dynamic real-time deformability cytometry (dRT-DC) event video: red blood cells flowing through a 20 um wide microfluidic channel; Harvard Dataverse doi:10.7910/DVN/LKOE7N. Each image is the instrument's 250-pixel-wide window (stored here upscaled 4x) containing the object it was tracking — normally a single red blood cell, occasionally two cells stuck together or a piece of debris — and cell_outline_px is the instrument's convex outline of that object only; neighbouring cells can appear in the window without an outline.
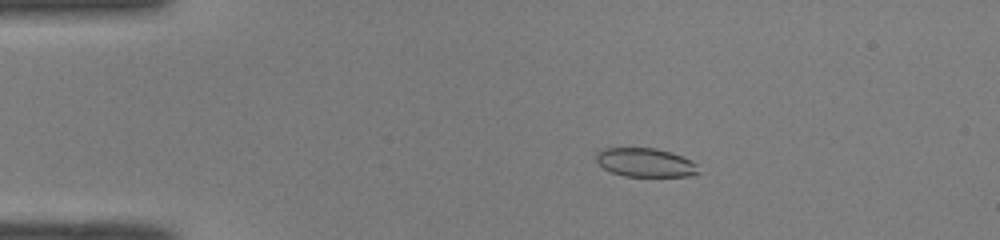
{"species": "common noctule bat (a hibernating species)", "species_latin": "Nyctalus noctula", "temperature_condition": "room temperature", "stored_images_in_passage": 49, "camera_frame_rate_fps": 3000, "um_per_image_px": 0.085, "animal": {"sex": "male", "body_mass_g": 19.0, "forearm_length_mm": 50.8}, "frame": {"image": 1, "passage_image": 9, "time_ms": 2.667, "image_size_px": [1000, 240], "cell_outline_px": [[700, 172], [692, 176], [624, 176], [612, 172], [604, 168], [596, 160], [596, 152], [604, 148], [656, 148], [672, 152], [692, 160], [696, 164]], "centroid_in_image_um": [54.88, 13.81], "position_along_channel_um": 30.1, "area_um2": 17.22}}
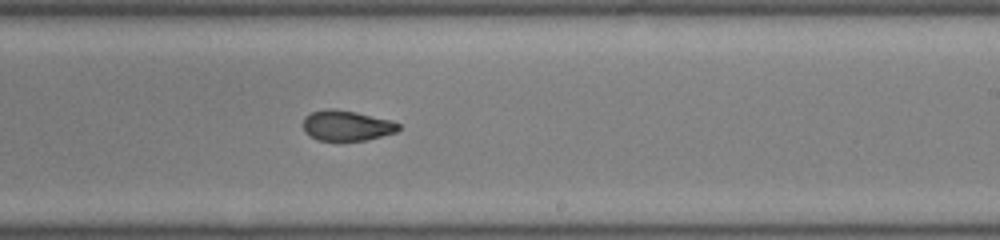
{"frame": {"image": 2, "passage_image": 30, "time_ms": 9.667, "image_size_px": [1000, 240], "cell_outline_px": [[400, 128], [396, 132], [364, 140], [316, 140], [304, 132], [304, 116], [312, 112], [328, 108], [332, 108], [356, 112], [392, 120], [400, 124]], "centroid_in_image_um": [29.46, 10.66], "position_along_channel_um": 259.5, "area_um2": 16.82}}
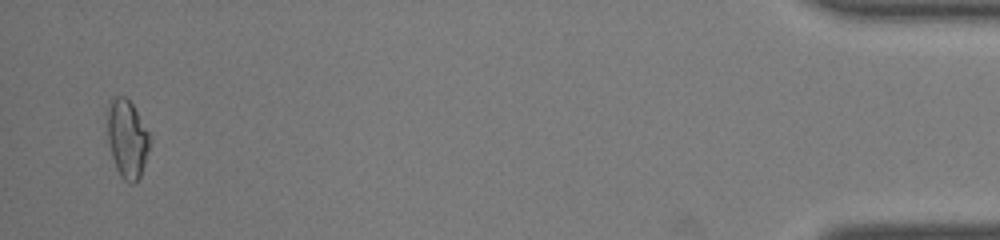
{"frame": {"image": 3, "passage_image": 48, "time_ms": 15.667, "image_size_px": [1000, 240], "cell_outline_px": [[148, 148], [144, 164], [140, 176], [132, 184], [124, 180], [120, 176], [116, 168], [112, 156], [108, 140], [108, 108], [112, 100], [116, 96], [124, 96], [132, 104], [148, 132]], "centroid_in_image_um": [10.79, 11.81], "position_along_channel_um": 424.4, "area_um2": 18.61}, "authors_computed_cell_mechanics": {"area_um2": 18.0336, "velocity_mm_per_s": 4.1131, "shape_relaxation_time_tau1_ms": null, "shape_relaxation_time_tau2_ms": 1.5942, "deformation_change_tau1": null, "deformation_change_tau2": 0.0654}}